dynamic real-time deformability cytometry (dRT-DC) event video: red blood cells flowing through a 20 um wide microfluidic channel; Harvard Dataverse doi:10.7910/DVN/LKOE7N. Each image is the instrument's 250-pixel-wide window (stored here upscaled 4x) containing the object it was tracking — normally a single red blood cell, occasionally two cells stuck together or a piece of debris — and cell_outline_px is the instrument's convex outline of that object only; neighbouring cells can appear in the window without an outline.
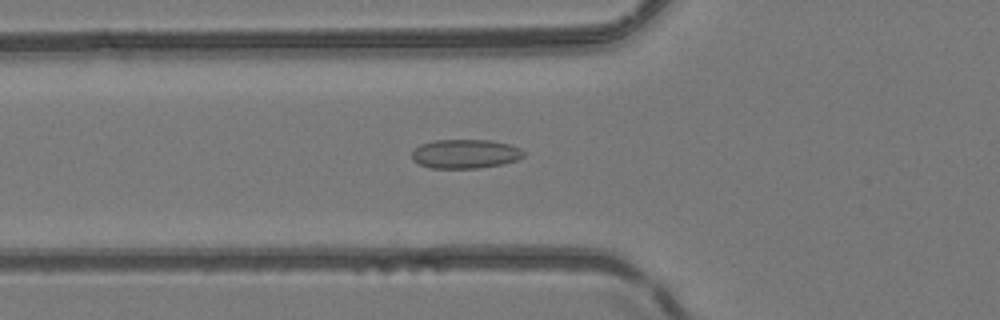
{"species": "common noctule bat (a hibernating species)", "species_latin": "Nyctalus noctula", "temperature_condition": "room temperature", "stored_images_in_passage": 51, "camera_frame_rate_fps": 3000, "um_per_image_px": 0.085, "animal": {"sex": "female", "body_mass_g": 24.6, "forearm_length_mm": 56.2}, "frame": {"image": 1, "passage_image": 19, "time_ms": 6.0, "image_size_px": [1000, 320], "cell_outline_px": [[524, 156], [516, 160], [504, 164], [480, 168], [432, 168], [420, 164], [412, 160], [412, 152], [420, 144], [432, 140], [488, 140], [508, 144], [520, 148], [524, 152]], "centroid_in_image_um": [39.54, 13.08], "position_along_channel_um": 86.3, "area_um2": 18.96}}
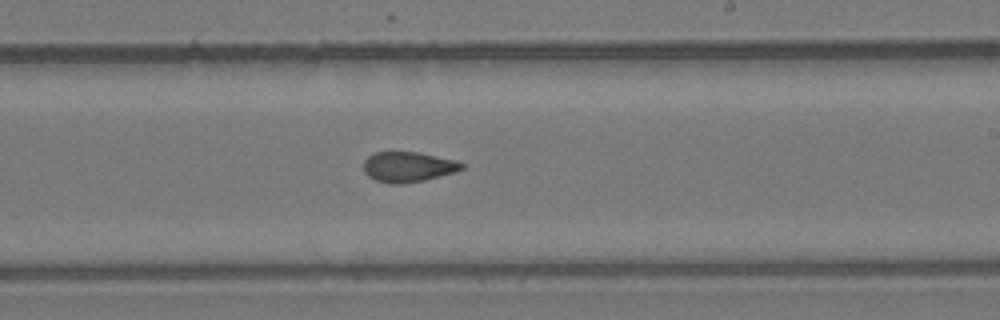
{"frame": {"image": 2, "passage_image": 31, "time_ms": 10.0, "image_size_px": [1000, 320], "cell_outline_px": [[464, 168], [456, 172], [424, 180], [400, 184], [388, 184], [376, 180], [368, 176], [364, 172], [364, 160], [368, 156], [376, 152], [420, 152], [456, 160], [464, 164]], "centroid_in_image_um": [34.7, 14.18], "position_along_channel_um": 254.3, "area_um2": 17.4}}
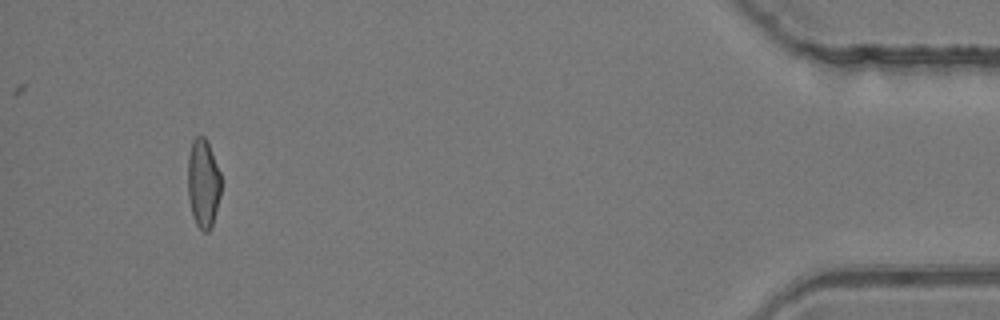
{"frame": {"image": 3, "passage_image": 48, "time_ms": 15.667, "image_size_px": [1000, 320], "cell_outline_px": [[220, 196], [212, 224], [208, 232], [204, 232], [196, 224], [192, 216], [188, 196], [188, 156], [192, 140], [196, 136], [204, 136], [208, 140], [220, 172]], "centroid_in_image_um": [17.26, 15.54], "position_along_channel_um": 417.9, "area_um2": 17.28}, "authors_computed_cell_mechanics": {"area_um2": 17.8602, "velocity_mm_per_s": 4.1752, "shape_relaxation_time_tau1_ms": null, "shape_relaxation_time_tau2_ms": 1.6909, "deformation_change_tau1": null, "deformation_change_tau2": 0.0673}}